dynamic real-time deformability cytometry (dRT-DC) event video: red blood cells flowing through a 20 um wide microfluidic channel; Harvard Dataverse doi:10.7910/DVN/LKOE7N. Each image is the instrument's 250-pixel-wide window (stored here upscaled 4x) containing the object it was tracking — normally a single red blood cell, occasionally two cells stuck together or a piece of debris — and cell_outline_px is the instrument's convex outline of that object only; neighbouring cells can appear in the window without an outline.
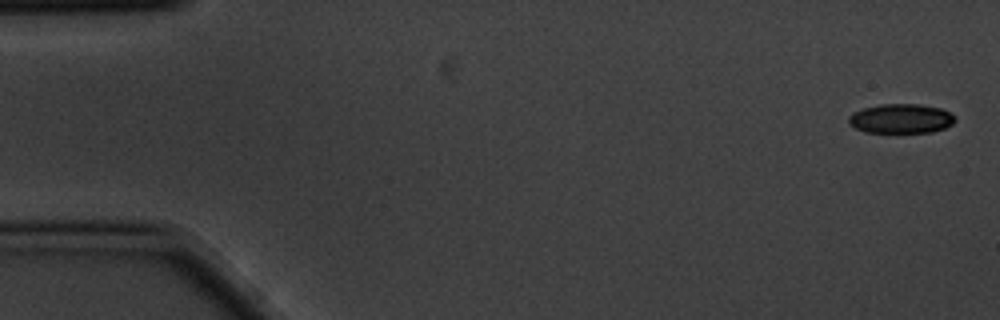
{"species": "common noctule bat (a hibernating species)", "species_latin": "Nyctalus noctula", "temperature_condition": "cold", "stored_images_in_passage": 5, "camera_frame_rate_fps": 3000, "um_per_image_px": 0.085, "animal": {"sex": "male", "body_mass_g": 20.1, "forearm_length_mm": 53.5}, "frame": {"image": 1, "passage_image": 1, "time_ms": 0.0, "image_size_px": [1000, 320], "cell_outline_px": [[956, 120], [952, 124], [944, 128], [932, 132], [864, 132], [848, 124], [848, 116], [852, 112], [864, 108], [880, 104], [920, 104], [940, 108], [956, 116]], "centroid_in_image_um": [76.57, 10.08], "position_along_channel_um": 8.4, "area_um2": 18.32}}
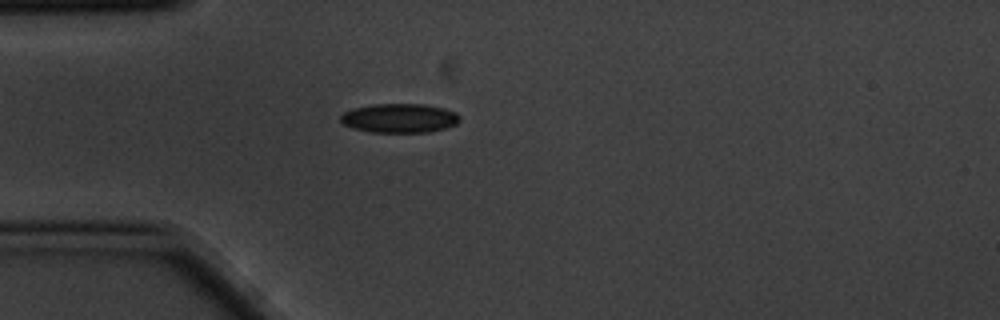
{"frame": {"image": 2, "passage_image": 5, "time_ms": 1.333, "image_size_px": [1000, 320], "cell_outline_px": [[460, 120], [456, 124], [444, 128], [428, 132], [372, 132], [352, 128], [344, 124], [340, 120], [340, 116], [344, 112], [352, 108], [372, 104], [424, 104], [444, 108], [456, 112], [460, 116]], "centroid_in_image_um": [33.95, 10.03], "position_along_channel_um": 51.1, "area_um2": 20.29}}